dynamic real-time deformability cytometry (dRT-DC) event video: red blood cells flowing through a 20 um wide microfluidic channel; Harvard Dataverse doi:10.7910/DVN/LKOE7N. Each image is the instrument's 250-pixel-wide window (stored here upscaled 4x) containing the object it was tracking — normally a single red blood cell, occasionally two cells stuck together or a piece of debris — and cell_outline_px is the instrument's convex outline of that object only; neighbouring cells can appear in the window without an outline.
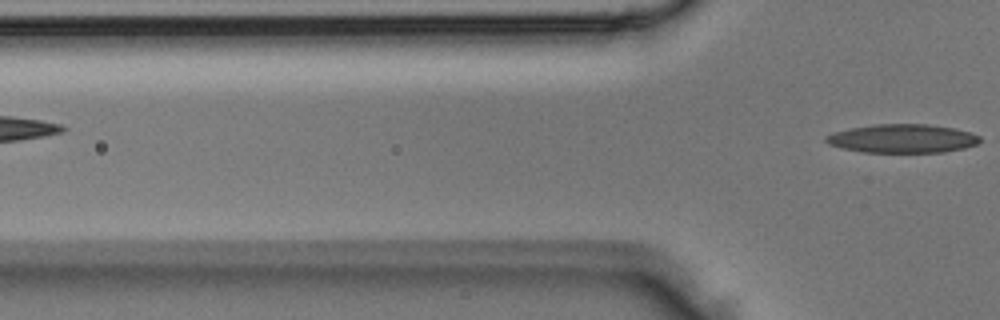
{"species": "Egyptian fruit bat (a non-hibernating species)", "species_latin": "Rousettus aegyptiacus", "temperature_condition": "room temperature", "stored_images_in_passage": 2, "camera_frame_rate_fps": 3000, "um_per_image_px": 0.085, "animal": {"sex": "male"}, "frame": {"image": 1, "passage_image": 2, "time_ms": 0.333, "image_size_px": [1000, 320], "cell_outline_px": [[980, 140], [976, 144], [964, 148], [944, 152], [864, 152], [840, 148], [828, 144], [824, 140], [824, 136], [832, 132], [848, 128], [876, 124], [928, 124], [952, 128], [972, 132], [980, 136]], "centroid_in_image_um": [76.66, 11.77], "position_along_channel_um": 49.1, "area_um2": 25.84}}